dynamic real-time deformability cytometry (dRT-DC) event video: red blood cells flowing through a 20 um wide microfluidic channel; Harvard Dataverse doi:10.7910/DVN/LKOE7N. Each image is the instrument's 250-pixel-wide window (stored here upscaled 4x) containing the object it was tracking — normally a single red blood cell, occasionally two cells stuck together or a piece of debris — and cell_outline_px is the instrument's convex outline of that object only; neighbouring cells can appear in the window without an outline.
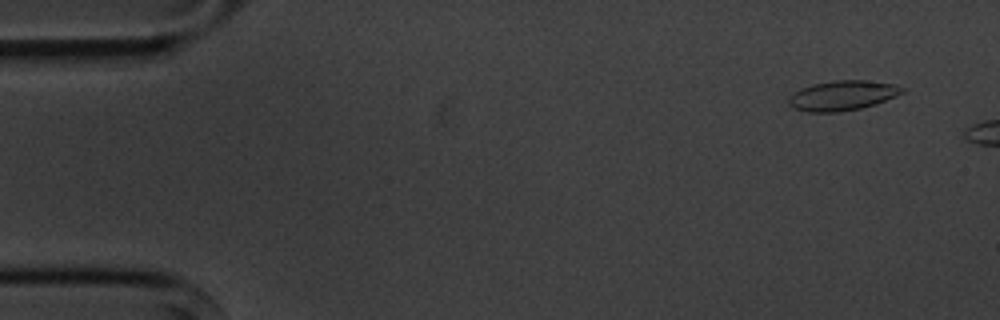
{"species": "common noctule bat (a hibernating species)", "species_latin": "Nyctalus noctula", "temperature_condition": "cold", "stored_images_in_passage": 4, "camera_frame_rate_fps": 3000, "um_per_image_px": 0.085, "animal": {"sex": "male", "body_mass_g": 20.1, "forearm_length_mm": 53.5}, "frame": {"image": 1, "passage_image": 2, "time_ms": 1.0, "image_size_px": [1000, 320], "cell_outline_px": [[904, 92], [896, 96], [876, 104], [860, 108], [840, 112], [808, 112], [792, 108], [788, 104], [788, 96], [800, 88], [812, 84], [832, 80], [864, 80], [896, 84], [904, 88]], "centroid_in_image_um": [71.58, 8.11], "position_along_channel_um": 13.4, "area_um2": 20.0}}